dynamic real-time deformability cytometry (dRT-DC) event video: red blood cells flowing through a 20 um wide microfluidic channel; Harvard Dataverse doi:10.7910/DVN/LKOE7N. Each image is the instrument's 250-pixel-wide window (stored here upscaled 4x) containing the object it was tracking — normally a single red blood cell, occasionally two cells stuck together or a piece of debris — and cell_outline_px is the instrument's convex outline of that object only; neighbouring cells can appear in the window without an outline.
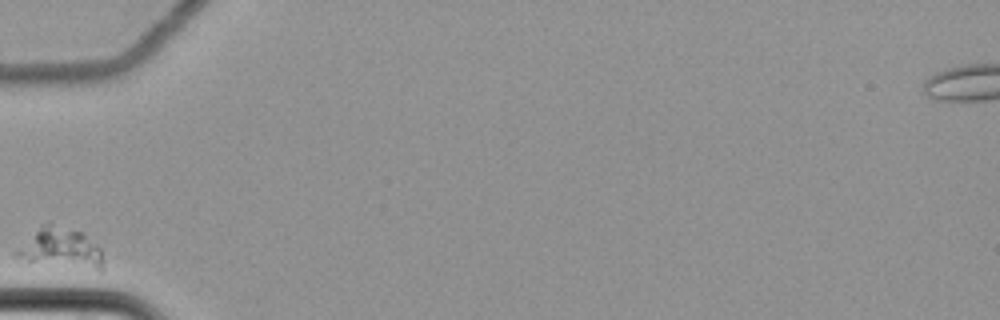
{"species": "common noctule bat (a hibernating species)", "species_latin": "Nyctalus noctula", "temperature_condition": "cold", "stored_images_in_passage": 1, "camera_frame_rate_fps": 3000, "um_per_image_px": 0.085, "animal": {"sex": "female", "body_mass_g": 22.7, "forearm_length_mm": 54.2}, "frame": {"image": 1, "passage_image": 1, "time_ms": 0.0, "image_size_px": [1000, 320], "cell_outline_px": [[104, 268], [100, 272], [16, 260], [12, 256], [12, 252], [48, 220], [80, 232], [96, 244], [100, 248], [104, 260]], "centroid_in_image_um": [5.15, 21.14], "position_along_channel_um": 79.9, "area_um2": 21.1}}